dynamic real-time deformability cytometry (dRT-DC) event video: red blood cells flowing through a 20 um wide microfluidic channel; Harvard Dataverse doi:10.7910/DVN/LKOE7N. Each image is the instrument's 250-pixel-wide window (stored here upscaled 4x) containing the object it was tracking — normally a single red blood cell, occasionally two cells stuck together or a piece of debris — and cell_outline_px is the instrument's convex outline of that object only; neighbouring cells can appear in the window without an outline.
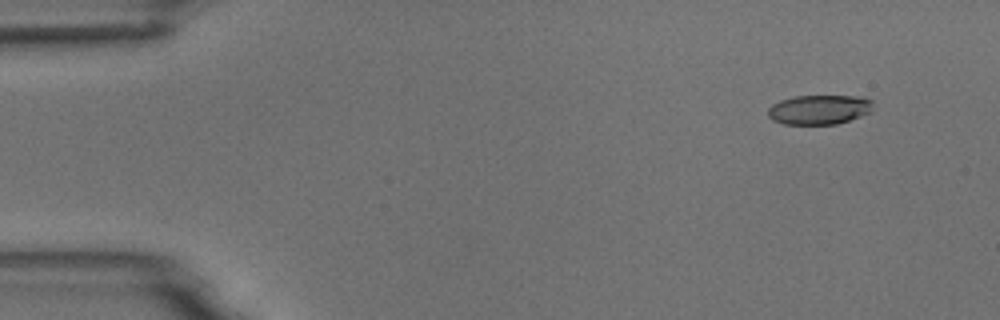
{"species": "common noctule bat (a hibernating species)", "species_latin": "Nyctalus noctula", "temperature_condition": "room temperature", "stored_images_in_passage": 5, "camera_frame_rate_fps": 3000, "um_per_image_px": 0.085, "animal": {"sex": "male", "body_mass_g": 18.8}, "frame": {"image": 1, "passage_image": 2, "time_ms": 1.333, "image_size_px": [1000, 320], "cell_outline_px": [[872, 108], [868, 112], [860, 116], [836, 124], [784, 124], [772, 120], [768, 116], [768, 108], [772, 104], [780, 100], [792, 96], [860, 96], [872, 100]], "centroid_in_image_um": [69.59, 9.31], "position_along_channel_um": 15.4, "area_um2": 18.03}}
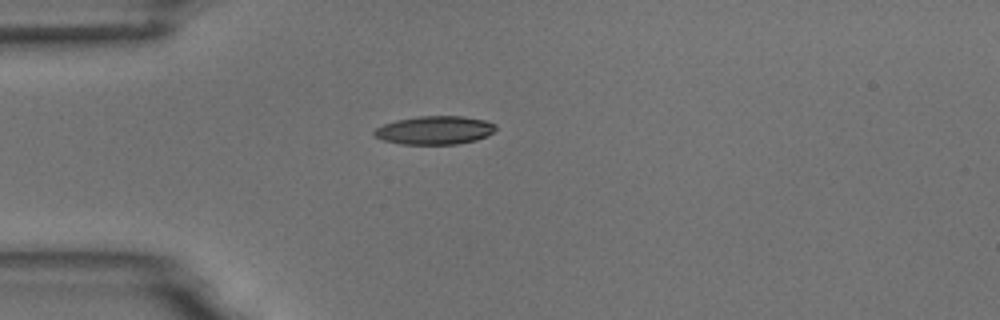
{"frame": {"image": 2, "passage_image": 5, "time_ms": 4.667, "image_size_px": [1000, 320], "cell_outline_px": [[496, 128], [488, 136], [476, 140], [456, 144], [400, 144], [384, 140], [376, 136], [372, 132], [376, 128], [384, 124], [396, 120], [420, 116], [464, 116], [484, 120], [496, 124]], "centroid_in_image_um": [36.97, 11.06], "position_along_channel_um": 48.0, "area_um2": 20.06}}